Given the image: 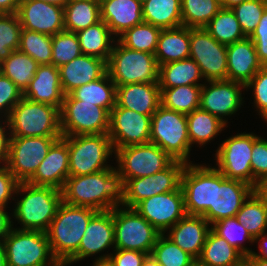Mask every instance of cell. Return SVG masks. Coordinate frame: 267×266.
Listing matches in <instances>:
<instances>
[{
	"instance_id": "obj_56",
	"label": "cell",
	"mask_w": 267,
	"mask_h": 266,
	"mask_svg": "<svg viewBox=\"0 0 267 266\" xmlns=\"http://www.w3.org/2000/svg\"><path fill=\"white\" fill-rule=\"evenodd\" d=\"M11 132L7 118L0 117V164H6L9 158Z\"/></svg>"
},
{
	"instance_id": "obj_15",
	"label": "cell",
	"mask_w": 267,
	"mask_h": 266,
	"mask_svg": "<svg viewBox=\"0 0 267 266\" xmlns=\"http://www.w3.org/2000/svg\"><path fill=\"white\" fill-rule=\"evenodd\" d=\"M114 250L113 209L98 211L89 221L78 251L67 262L74 266L92 257L91 261L108 260Z\"/></svg>"
},
{
	"instance_id": "obj_9",
	"label": "cell",
	"mask_w": 267,
	"mask_h": 266,
	"mask_svg": "<svg viewBox=\"0 0 267 266\" xmlns=\"http://www.w3.org/2000/svg\"><path fill=\"white\" fill-rule=\"evenodd\" d=\"M203 162L186 164L181 176V189L187 215L201 216L209 207H214L215 185H219V170L210 161L207 164Z\"/></svg>"
},
{
	"instance_id": "obj_36",
	"label": "cell",
	"mask_w": 267,
	"mask_h": 266,
	"mask_svg": "<svg viewBox=\"0 0 267 266\" xmlns=\"http://www.w3.org/2000/svg\"><path fill=\"white\" fill-rule=\"evenodd\" d=\"M101 21L100 2L69 0L64 6V28L77 33Z\"/></svg>"
},
{
	"instance_id": "obj_45",
	"label": "cell",
	"mask_w": 267,
	"mask_h": 266,
	"mask_svg": "<svg viewBox=\"0 0 267 266\" xmlns=\"http://www.w3.org/2000/svg\"><path fill=\"white\" fill-rule=\"evenodd\" d=\"M18 50L32 57L39 65L51 64L52 36L22 29Z\"/></svg>"
},
{
	"instance_id": "obj_50",
	"label": "cell",
	"mask_w": 267,
	"mask_h": 266,
	"mask_svg": "<svg viewBox=\"0 0 267 266\" xmlns=\"http://www.w3.org/2000/svg\"><path fill=\"white\" fill-rule=\"evenodd\" d=\"M231 9L235 13L244 35L249 37L257 27L267 7L264 0H247Z\"/></svg>"
},
{
	"instance_id": "obj_24",
	"label": "cell",
	"mask_w": 267,
	"mask_h": 266,
	"mask_svg": "<svg viewBox=\"0 0 267 266\" xmlns=\"http://www.w3.org/2000/svg\"><path fill=\"white\" fill-rule=\"evenodd\" d=\"M210 229V223L203 216L186 215L164 235L197 260Z\"/></svg>"
},
{
	"instance_id": "obj_27",
	"label": "cell",
	"mask_w": 267,
	"mask_h": 266,
	"mask_svg": "<svg viewBox=\"0 0 267 266\" xmlns=\"http://www.w3.org/2000/svg\"><path fill=\"white\" fill-rule=\"evenodd\" d=\"M23 97L37 103L62 107L64 93L60 83L59 69L52 64L39 65L23 92Z\"/></svg>"
},
{
	"instance_id": "obj_22",
	"label": "cell",
	"mask_w": 267,
	"mask_h": 266,
	"mask_svg": "<svg viewBox=\"0 0 267 266\" xmlns=\"http://www.w3.org/2000/svg\"><path fill=\"white\" fill-rule=\"evenodd\" d=\"M254 190L251 185L226 178L219 171V185H215L214 207H209L201 216L210 225L224 218L235 217Z\"/></svg>"
},
{
	"instance_id": "obj_17",
	"label": "cell",
	"mask_w": 267,
	"mask_h": 266,
	"mask_svg": "<svg viewBox=\"0 0 267 266\" xmlns=\"http://www.w3.org/2000/svg\"><path fill=\"white\" fill-rule=\"evenodd\" d=\"M205 81L227 79V45L219 43L204 28H190V56Z\"/></svg>"
},
{
	"instance_id": "obj_41",
	"label": "cell",
	"mask_w": 267,
	"mask_h": 266,
	"mask_svg": "<svg viewBox=\"0 0 267 266\" xmlns=\"http://www.w3.org/2000/svg\"><path fill=\"white\" fill-rule=\"evenodd\" d=\"M204 29L219 43L225 45L246 38L232 9L222 8Z\"/></svg>"
},
{
	"instance_id": "obj_7",
	"label": "cell",
	"mask_w": 267,
	"mask_h": 266,
	"mask_svg": "<svg viewBox=\"0 0 267 266\" xmlns=\"http://www.w3.org/2000/svg\"><path fill=\"white\" fill-rule=\"evenodd\" d=\"M107 73L116 86L158 83L159 66L154 54L129 49L116 40L107 62Z\"/></svg>"
},
{
	"instance_id": "obj_19",
	"label": "cell",
	"mask_w": 267,
	"mask_h": 266,
	"mask_svg": "<svg viewBox=\"0 0 267 266\" xmlns=\"http://www.w3.org/2000/svg\"><path fill=\"white\" fill-rule=\"evenodd\" d=\"M151 116L115 105L110 111L108 136L114 149L150 142Z\"/></svg>"
},
{
	"instance_id": "obj_57",
	"label": "cell",
	"mask_w": 267,
	"mask_h": 266,
	"mask_svg": "<svg viewBox=\"0 0 267 266\" xmlns=\"http://www.w3.org/2000/svg\"><path fill=\"white\" fill-rule=\"evenodd\" d=\"M12 228V208L0 207V240H4Z\"/></svg>"
},
{
	"instance_id": "obj_26",
	"label": "cell",
	"mask_w": 267,
	"mask_h": 266,
	"mask_svg": "<svg viewBox=\"0 0 267 266\" xmlns=\"http://www.w3.org/2000/svg\"><path fill=\"white\" fill-rule=\"evenodd\" d=\"M263 67L253 41L243 40L227 45V79L244 86Z\"/></svg>"
},
{
	"instance_id": "obj_62",
	"label": "cell",
	"mask_w": 267,
	"mask_h": 266,
	"mask_svg": "<svg viewBox=\"0 0 267 266\" xmlns=\"http://www.w3.org/2000/svg\"><path fill=\"white\" fill-rule=\"evenodd\" d=\"M141 266H162L159 262H157L154 257L150 254L145 257Z\"/></svg>"
},
{
	"instance_id": "obj_3",
	"label": "cell",
	"mask_w": 267,
	"mask_h": 266,
	"mask_svg": "<svg viewBox=\"0 0 267 266\" xmlns=\"http://www.w3.org/2000/svg\"><path fill=\"white\" fill-rule=\"evenodd\" d=\"M98 211L61 202L46 231L53 257L67 262L77 251L91 218Z\"/></svg>"
},
{
	"instance_id": "obj_39",
	"label": "cell",
	"mask_w": 267,
	"mask_h": 266,
	"mask_svg": "<svg viewBox=\"0 0 267 266\" xmlns=\"http://www.w3.org/2000/svg\"><path fill=\"white\" fill-rule=\"evenodd\" d=\"M38 66L39 64L32 57L16 50L0 64V72L24 92Z\"/></svg>"
},
{
	"instance_id": "obj_42",
	"label": "cell",
	"mask_w": 267,
	"mask_h": 266,
	"mask_svg": "<svg viewBox=\"0 0 267 266\" xmlns=\"http://www.w3.org/2000/svg\"><path fill=\"white\" fill-rule=\"evenodd\" d=\"M221 9L220 0H181L182 25L204 28Z\"/></svg>"
},
{
	"instance_id": "obj_43",
	"label": "cell",
	"mask_w": 267,
	"mask_h": 266,
	"mask_svg": "<svg viewBox=\"0 0 267 266\" xmlns=\"http://www.w3.org/2000/svg\"><path fill=\"white\" fill-rule=\"evenodd\" d=\"M211 229L237 249L244 257L252 253L254 239L235 217L221 219L213 223Z\"/></svg>"
},
{
	"instance_id": "obj_25",
	"label": "cell",
	"mask_w": 267,
	"mask_h": 266,
	"mask_svg": "<svg viewBox=\"0 0 267 266\" xmlns=\"http://www.w3.org/2000/svg\"><path fill=\"white\" fill-rule=\"evenodd\" d=\"M59 69L60 83L64 95L107 73V62L100 58L82 54Z\"/></svg>"
},
{
	"instance_id": "obj_30",
	"label": "cell",
	"mask_w": 267,
	"mask_h": 266,
	"mask_svg": "<svg viewBox=\"0 0 267 266\" xmlns=\"http://www.w3.org/2000/svg\"><path fill=\"white\" fill-rule=\"evenodd\" d=\"M186 117L188 136L192 149L197 147H199V150H202L203 147L207 148V145L209 146L211 142L213 144L218 139V136L219 140H221L220 135L228 130V126L218 117L201 108L186 114Z\"/></svg>"
},
{
	"instance_id": "obj_63",
	"label": "cell",
	"mask_w": 267,
	"mask_h": 266,
	"mask_svg": "<svg viewBox=\"0 0 267 266\" xmlns=\"http://www.w3.org/2000/svg\"><path fill=\"white\" fill-rule=\"evenodd\" d=\"M257 191L264 197L267 201V177L259 184Z\"/></svg>"
},
{
	"instance_id": "obj_12",
	"label": "cell",
	"mask_w": 267,
	"mask_h": 266,
	"mask_svg": "<svg viewBox=\"0 0 267 266\" xmlns=\"http://www.w3.org/2000/svg\"><path fill=\"white\" fill-rule=\"evenodd\" d=\"M115 249L135 250L151 254L161 234L134 208L113 209Z\"/></svg>"
},
{
	"instance_id": "obj_38",
	"label": "cell",
	"mask_w": 267,
	"mask_h": 266,
	"mask_svg": "<svg viewBox=\"0 0 267 266\" xmlns=\"http://www.w3.org/2000/svg\"><path fill=\"white\" fill-rule=\"evenodd\" d=\"M70 94L77 100L95 103L109 113L116 105V85L108 73L100 79L81 85Z\"/></svg>"
},
{
	"instance_id": "obj_55",
	"label": "cell",
	"mask_w": 267,
	"mask_h": 266,
	"mask_svg": "<svg viewBox=\"0 0 267 266\" xmlns=\"http://www.w3.org/2000/svg\"><path fill=\"white\" fill-rule=\"evenodd\" d=\"M147 253L127 249H115L109 257L113 266H141Z\"/></svg>"
},
{
	"instance_id": "obj_8",
	"label": "cell",
	"mask_w": 267,
	"mask_h": 266,
	"mask_svg": "<svg viewBox=\"0 0 267 266\" xmlns=\"http://www.w3.org/2000/svg\"><path fill=\"white\" fill-rule=\"evenodd\" d=\"M255 130L236 132L226 136L214 148L211 158L214 167L226 178L239 180L252 186L251 158L254 140L259 136ZM215 160V161H214Z\"/></svg>"
},
{
	"instance_id": "obj_31",
	"label": "cell",
	"mask_w": 267,
	"mask_h": 266,
	"mask_svg": "<svg viewBox=\"0 0 267 266\" xmlns=\"http://www.w3.org/2000/svg\"><path fill=\"white\" fill-rule=\"evenodd\" d=\"M154 55L158 66L189 58L190 28L182 25L176 28L162 29Z\"/></svg>"
},
{
	"instance_id": "obj_37",
	"label": "cell",
	"mask_w": 267,
	"mask_h": 266,
	"mask_svg": "<svg viewBox=\"0 0 267 266\" xmlns=\"http://www.w3.org/2000/svg\"><path fill=\"white\" fill-rule=\"evenodd\" d=\"M235 218L255 239L267 230V201L254 190L236 213Z\"/></svg>"
},
{
	"instance_id": "obj_67",
	"label": "cell",
	"mask_w": 267,
	"mask_h": 266,
	"mask_svg": "<svg viewBox=\"0 0 267 266\" xmlns=\"http://www.w3.org/2000/svg\"><path fill=\"white\" fill-rule=\"evenodd\" d=\"M54 266H72V264L68 262H57Z\"/></svg>"
},
{
	"instance_id": "obj_33",
	"label": "cell",
	"mask_w": 267,
	"mask_h": 266,
	"mask_svg": "<svg viewBox=\"0 0 267 266\" xmlns=\"http://www.w3.org/2000/svg\"><path fill=\"white\" fill-rule=\"evenodd\" d=\"M82 54L94 56L108 62L117 38L104 21L80 30L77 33Z\"/></svg>"
},
{
	"instance_id": "obj_20",
	"label": "cell",
	"mask_w": 267,
	"mask_h": 266,
	"mask_svg": "<svg viewBox=\"0 0 267 266\" xmlns=\"http://www.w3.org/2000/svg\"><path fill=\"white\" fill-rule=\"evenodd\" d=\"M134 209L161 234L187 215L181 186L175 191L147 198Z\"/></svg>"
},
{
	"instance_id": "obj_40",
	"label": "cell",
	"mask_w": 267,
	"mask_h": 266,
	"mask_svg": "<svg viewBox=\"0 0 267 266\" xmlns=\"http://www.w3.org/2000/svg\"><path fill=\"white\" fill-rule=\"evenodd\" d=\"M202 85H185L174 88H160L161 105L167 109L189 114L200 108V91Z\"/></svg>"
},
{
	"instance_id": "obj_5",
	"label": "cell",
	"mask_w": 267,
	"mask_h": 266,
	"mask_svg": "<svg viewBox=\"0 0 267 266\" xmlns=\"http://www.w3.org/2000/svg\"><path fill=\"white\" fill-rule=\"evenodd\" d=\"M150 142L158 145L173 160L195 163L188 136L186 114L160 105L151 116ZM192 154V155H191Z\"/></svg>"
},
{
	"instance_id": "obj_10",
	"label": "cell",
	"mask_w": 267,
	"mask_h": 266,
	"mask_svg": "<svg viewBox=\"0 0 267 266\" xmlns=\"http://www.w3.org/2000/svg\"><path fill=\"white\" fill-rule=\"evenodd\" d=\"M7 266H54L46 232L12 228L4 239Z\"/></svg>"
},
{
	"instance_id": "obj_29",
	"label": "cell",
	"mask_w": 267,
	"mask_h": 266,
	"mask_svg": "<svg viewBox=\"0 0 267 266\" xmlns=\"http://www.w3.org/2000/svg\"><path fill=\"white\" fill-rule=\"evenodd\" d=\"M100 13L116 38L143 22L142 4L138 0H100Z\"/></svg>"
},
{
	"instance_id": "obj_23",
	"label": "cell",
	"mask_w": 267,
	"mask_h": 266,
	"mask_svg": "<svg viewBox=\"0 0 267 266\" xmlns=\"http://www.w3.org/2000/svg\"><path fill=\"white\" fill-rule=\"evenodd\" d=\"M68 177V144L61 137L51 146L48 154L27 183L34 186H52L61 190Z\"/></svg>"
},
{
	"instance_id": "obj_47",
	"label": "cell",
	"mask_w": 267,
	"mask_h": 266,
	"mask_svg": "<svg viewBox=\"0 0 267 266\" xmlns=\"http://www.w3.org/2000/svg\"><path fill=\"white\" fill-rule=\"evenodd\" d=\"M21 32L16 13H0V64L19 49Z\"/></svg>"
},
{
	"instance_id": "obj_68",
	"label": "cell",
	"mask_w": 267,
	"mask_h": 266,
	"mask_svg": "<svg viewBox=\"0 0 267 266\" xmlns=\"http://www.w3.org/2000/svg\"><path fill=\"white\" fill-rule=\"evenodd\" d=\"M190 266H203V265L198 260H196Z\"/></svg>"
},
{
	"instance_id": "obj_46",
	"label": "cell",
	"mask_w": 267,
	"mask_h": 266,
	"mask_svg": "<svg viewBox=\"0 0 267 266\" xmlns=\"http://www.w3.org/2000/svg\"><path fill=\"white\" fill-rule=\"evenodd\" d=\"M151 255L162 266H190L196 259L182 250L164 234H160Z\"/></svg>"
},
{
	"instance_id": "obj_28",
	"label": "cell",
	"mask_w": 267,
	"mask_h": 266,
	"mask_svg": "<svg viewBox=\"0 0 267 266\" xmlns=\"http://www.w3.org/2000/svg\"><path fill=\"white\" fill-rule=\"evenodd\" d=\"M158 83H133L116 86V105L152 116L161 105Z\"/></svg>"
},
{
	"instance_id": "obj_69",
	"label": "cell",
	"mask_w": 267,
	"mask_h": 266,
	"mask_svg": "<svg viewBox=\"0 0 267 266\" xmlns=\"http://www.w3.org/2000/svg\"><path fill=\"white\" fill-rule=\"evenodd\" d=\"M262 121H263L264 125L267 127V116Z\"/></svg>"
},
{
	"instance_id": "obj_44",
	"label": "cell",
	"mask_w": 267,
	"mask_h": 266,
	"mask_svg": "<svg viewBox=\"0 0 267 266\" xmlns=\"http://www.w3.org/2000/svg\"><path fill=\"white\" fill-rule=\"evenodd\" d=\"M161 30V28L143 21L126 30L117 40L129 49L155 54Z\"/></svg>"
},
{
	"instance_id": "obj_64",
	"label": "cell",
	"mask_w": 267,
	"mask_h": 266,
	"mask_svg": "<svg viewBox=\"0 0 267 266\" xmlns=\"http://www.w3.org/2000/svg\"><path fill=\"white\" fill-rule=\"evenodd\" d=\"M0 266H7L4 240H0Z\"/></svg>"
},
{
	"instance_id": "obj_6",
	"label": "cell",
	"mask_w": 267,
	"mask_h": 266,
	"mask_svg": "<svg viewBox=\"0 0 267 266\" xmlns=\"http://www.w3.org/2000/svg\"><path fill=\"white\" fill-rule=\"evenodd\" d=\"M11 137L62 136L60 110L22 98L8 116Z\"/></svg>"
},
{
	"instance_id": "obj_49",
	"label": "cell",
	"mask_w": 267,
	"mask_h": 266,
	"mask_svg": "<svg viewBox=\"0 0 267 266\" xmlns=\"http://www.w3.org/2000/svg\"><path fill=\"white\" fill-rule=\"evenodd\" d=\"M245 92L252 96L249 97V105L253 104L252 110L258 115L255 118L263 120L267 116V66H263L245 85Z\"/></svg>"
},
{
	"instance_id": "obj_54",
	"label": "cell",
	"mask_w": 267,
	"mask_h": 266,
	"mask_svg": "<svg viewBox=\"0 0 267 266\" xmlns=\"http://www.w3.org/2000/svg\"><path fill=\"white\" fill-rule=\"evenodd\" d=\"M249 38L255 45L260 62L263 66H267V9L264 11L257 27Z\"/></svg>"
},
{
	"instance_id": "obj_53",
	"label": "cell",
	"mask_w": 267,
	"mask_h": 266,
	"mask_svg": "<svg viewBox=\"0 0 267 266\" xmlns=\"http://www.w3.org/2000/svg\"><path fill=\"white\" fill-rule=\"evenodd\" d=\"M19 183L9 171L8 167L5 164H0V207H13L16 189Z\"/></svg>"
},
{
	"instance_id": "obj_60",
	"label": "cell",
	"mask_w": 267,
	"mask_h": 266,
	"mask_svg": "<svg viewBox=\"0 0 267 266\" xmlns=\"http://www.w3.org/2000/svg\"><path fill=\"white\" fill-rule=\"evenodd\" d=\"M243 263L246 266H267V260L260 259L258 257L252 256L251 254L244 257Z\"/></svg>"
},
{
	"instance_id": "obj_16",
	"label": "cell",
	"mask_w": 267,
	"mask_h": 266,
	"mask_svg": "<svg viewBox=\"0 0 267 266\" xmlns=\"http://www.w3.org/2000/svg\"><path fill=\"white\" fill-rule=\"evenodd\" d=\"M62 136L11 137L6 166L21 183L27 182L48 154L51 146Z\"/></svg>"
},
{
	"instance_id": "obj_51",
	"label": "cell",
	"mask_w": 267,
	"mask_h": 266,
	"mask_svg": "<svg viewBox=\"0 0 267 266\" xmlns=\"http://www.w3.org/2000/svg\"><path fill=\"white\" fill-rule=\"evenodd\" d=\"M251 168L252 187L257 190L259 184L267 177V137L262 134L253 143Z\"/></svg>"
},
{
	"instance_id": "obj_52",
	"label": "cell",
	"mask_w": 267,
	"mask_h": 266,
	"mask_svg": "<svg viewBox=\"0 0 267 266\" xmlns=\"http://www.w3.org/2000/svg\"><path fill=\"white\" fill-rule=\"evenodd\" d=\"M23 98V91L0 72V117L8 118L13 107Z\"/></svg>"
},
{
	"instance_id": "obj_70",
	"label": "cell",
	"mask_w": 267,
	"mask_h": 266,
	"mask_svg": "<svg viewBox=\"0 0 267 266\" xmlns=\"http://www.w3.org/2000/svg\"><path fill=\"white\" fill-rule=\"evenodd\" d=\"M141 4H143L144 2H146L147 0H138Z\"/></svg>"
},
{
	"instance_id": "obj_58",
	"label": "cell",
	"mask_w": 267,
	"mask_h": 266,
	"mask_svg": "<svg viewBox=\"0 0 267 266\" xmlns=\"http://www.w3.org/2000/svg\"><path fill=\"white\" fill-rule=\"evenodd\" d=\"M254 246L255 248L253 249L251 255L267 260V230L254 239Z\"/></svg>"
},
{
	"instance_id": "obj_32",
	"label": "cell",
	"mask_w": 267,
	"mask_h": 266,
	"mask_svg": "<svg viewBox=\"0 0 267 266\" xmlns=\"http://www.w3.org/2000/svg\"><path fill=\"white\" fill-rule=\"evenodd\" d=\"M198 64L191 58L174 61L159 66L158 84L160 88H174L185 85H203Z\"/></svg>"
},
{
	"instance_id": "obj_13",
	"label": "cell",
	"mask_w": 267,
	"mask_h": 266,
	"mask_svg": "<svg viewBox=\"0 0 267 266\" xmlns=\"http://www.w3.org/2000/svg\"><path fill=\"white\" fill-rule=\"evenodd\" d=\"M114 165L125 183L166 169L174 160L158 145L148 142L114 149Z\"/></svg>"
},
{
	"instance_id": "obj_66",
	"label": "cell",
	"mask_w": 267,
	"mask_h": 266,
	"mask_svg": "<svg viewBox=\"0 0 267 266\" xmlns=\"http://www.w3.org/2000/svg\"><path fill=\"white\" fill-rule=\"evenodd\" d=\"M92 264V265H91ZM91 266H113L109 260L92 261Z\"/></svg>"
},
{
	"instance_id": "obj_2",
	"label": "cell",
	"mask_w": 267,
	"mask_h": 266,
	"mask_svg": "<svg viewBox=\"0 0 267 266\" xmlns=\"http://www.w3.org/2000/svg\"><path fill=\"white\" fill-rule=\"evenodd\" d=\"M61 202L60 189L21 182L12 207V226L21 230L46 232Z\"/></svg>"
},
{
	"instance_id": "obj_61",
	"label": "cell",
	"mask_w": 267,
	"mask_h": 266,
	"mask_svg": "<svg viewBox=\"0 0 267 266\" xmlns=\"http://www.w3.org/2000/svg\"><path fill=\"white\" fill-rule=\"evenodd\" d=\"M220 1H221L222 8L231 9L234 6L241 4L242 2H245L247 0H220Z\"/></svg>"
},
{
	"instance_id": "obj_35",
	"label": "cell",
	"mask_w": 267,
	"mask_h": 266,
	"mask_svg": "<svg viewBox=\"0 0 267 266\" xmlns=\"http://www.w3.org/2000/svg\"><path fill=\"white\" fill-rule=\"evenodd\" d=\"M143 21L161 29L182 26L181 0H147L142 4Z\"/></svg>"
},
{
	"instance_id": "obj_4",
	"label": "cell",
	"mask_w": 267,
	"mask_h": 266,
	"mask_svg": "<svg viewBox=\"0 0 267 266\" xmlns=\"http://www.w3.org/2000/svg\"><path fill=\"white\" fill-rule=\"evenodd\" d=\"M62 138L68 144L69 177L89 175L115 166V151L108 134Z\"/></svg>"
},
{
	"instance_id": "obj_1",
	"label": "cell",
	"mask_w": 267,
	"mask_h": 266,
	"mask_svg": "<svg viewBox=\"0 0 267 266\" xmlns=\"http://www.w3.org/2000/svg\"><path fill=\"white\" fill-rule=\"evenodd\" d=\"M124 182L116 167L89 175L68 177L61 189L62 201L96 211L123 206Z\"/></svg>"
},
{
	"instance_id": "obj_11",
	"label": "cell",
	"mask_w": 267,
	"mask_h": 266,
	"mask_svg": "<svg viewBox=\"0 0 267 266\" xmlns=\"http://www.w3.org/2000/svg\"><path fill=\"white\" fill-rule=\"evenodd\" d=\"M109 118L105 108L77 100L71 94L64 95L60 109L62 136L108 134Z\"/></svg>"
},
{
	"instance_id": "obj_21",
	"label": "cell",
	"mask_w": 267,
	"mask_h": 266,
	"mask_svg": "<svg viewBox=\"0 0 267 266\" xmlns=\"http://www.w3.org/2000/svg\"><path fill=\"white\" fill-rule=\"evenodd\" d=\"M16 14L22 29L50 36L65 30L62 6L40 0H20Z\"/></svg>"
},
{
	"instance_id": "obj_34",
	"label": "cell",
	"mask_w": 267,
	"mask_h": 266,
	"mask_svg": "<svg viewBox=\"0 0 267 266\" xmlns=\"http://www.w3.org/2000/svg\"><path fill=\"white\" fill-rule=\"evenodd\" d=\"M197 260L203 266H240L244 256L210 229L202 253Z\"/></svg>"
},
{
	"instance_id": "obj_48",
	"label": "cell",
	"mask_w": 267,
	"mask_h": 266,
	"mask_svg": "<svg viewBox=\"0 0 267 266\" xmlns=\"http://www.w3.org/2000/svg\"><path fill=\"white\" fill-rule=\"evenodd\" d=\"M82 55L76 33L63 30L52 36L51 64L59 68Z\"/></svg>"
},
{
	"instance_id": "obj_71",
	"label": "cell",
	"mask_w": 267,
	"mask_h": 266,
	"mask_svg": "<svg viewBox=\"0 0 267 266\" xmlns=\"http://www.w3.org/2000/svg\"><path fill=\"white\" fill-rule=\"evenodd\" d=\"M264 4L266 5V7H267V0H264Z\"/></svg>"
},
{
	"instance_id": "obj_14",
	"label": "cell",
	"mask_w": 267,
	"mask_h": 266,
	"mask_svg": "<svg viewBox=\"0 0 267 266\" xmlns=\"http://www.w3.org/2000/svg\"><path fill=\"white\" fill-rule=\"evenodd\" d=\"M245 93V86L232 80L205 81L200 91V108L218 117L229 127V120L237 117L249 100Z\"/></svg>"
},
{
	"instance_id": "obj_65",
	"label": "cell",
	"mask_w": 267,
	"mask_h": 266,
	"mask_svg": "<svg viewBox=\"0 0 267 266\" xmlns=\"http://www.w3.org/2000/svg\"><path fill=\"white\" fill-rule=\"evenodd\" d=\"M40 1L64 7L69 0H40Z\"/></svg>"
},
{
	"instance_id": "obj_18",
	"label": "cell",
	"mask_w": 267,
	"mask_h": 266,
	"mask_svg": "<svg viewBox=\"0 0 267 266\" xmlns=\"http://www.w3.org/2000/svg\"><path fill=\"white\" fill-rule=\"evenodd\" d=\"M185 166V162L174 160L166 169L151 176L127 180L124 183L123 206L134 208L147 198L177 190L181 186Z\"/></svg>"
},
{
	"instance_id": "obj_59",
	"label": "cell",
	"mask_w": 267,
	"mask_h": 266,
	"mask_svg": "<svg viewBox=\"0 0 267 266\" xmlns=\"http://www.w3.org/2000/svg\"><path fill=\"white\" fill-rule=\"evenodd\" d=\"M20 0H0V13H17Z\"/></svg>"
}]
</instances>
